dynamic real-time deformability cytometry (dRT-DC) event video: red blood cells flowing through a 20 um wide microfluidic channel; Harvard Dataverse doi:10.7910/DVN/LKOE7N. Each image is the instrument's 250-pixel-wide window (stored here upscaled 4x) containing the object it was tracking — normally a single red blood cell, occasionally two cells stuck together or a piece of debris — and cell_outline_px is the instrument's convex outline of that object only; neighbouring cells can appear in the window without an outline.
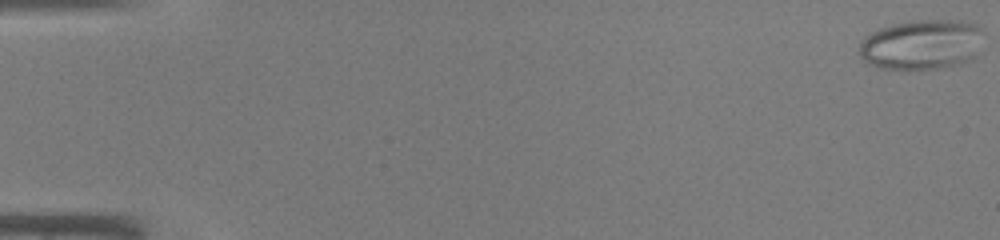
{"species": "common noctule bat (a hibernating species)", "species_latin": "Nyctalus noctula", "temperature_condition": "warm", "stored_images_in_passage": 45, "camera_frame_rate_fps": 3000, "um_per_image_px": 0.085, "animal": {"sex": "male", "body_mass_g": 19.0, "forearm_length_mm": 50.8}, "frame": {"image": 1, "passage_image": 1, "time_ms": 0.0, "image_size_px": [1000, 240], "cell_outline_px": [[984, 32], [976, 56], [972, 60], [960, 64], [944, 68], [880, 68], [868, 64], [860, 56], [860, 40], [864, 36], [880, 28], [892, 24], [916, 20], [960, 20], [976, 24]], "centroid_in_image_um": [78.37, 3.78], "position_along_channel_um": 6.6, "area_um2": 36.47}}
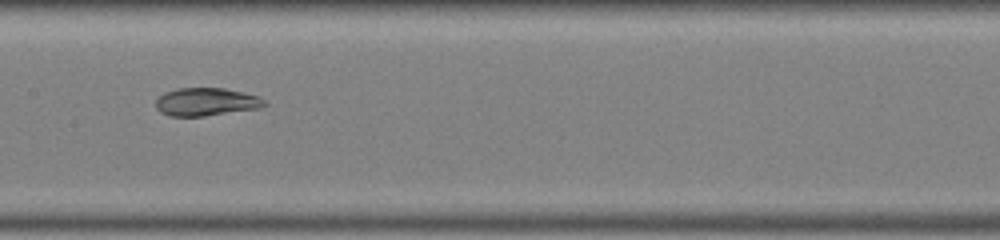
{"frame": {"image": 2, "passage_image": 24, "time_ms": 7.667, "image_size_px": [1000, 240], "cell_outline_px": [[268, 104], [260, 108], [204, 116], [172, 116], [160, 112], [156, 108], [156, 100], [164, 92], [180, 88], [224, 88], [260, 96]], "centroid_in_image_um": [17.54, 8.66], "position_along_channel_um": 189.9, "area_um2": 17.69}}
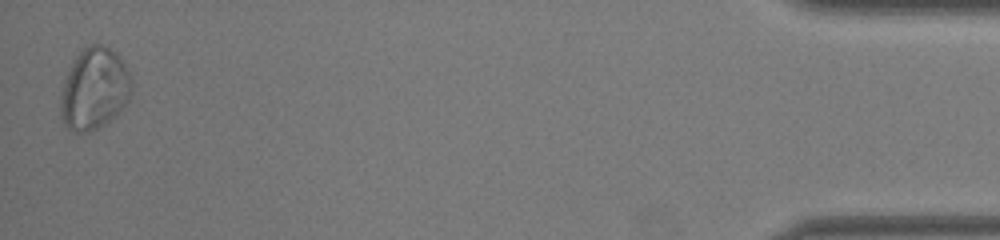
{"frame": {"image": 3, "passage_image": 45, "time_ms": 14.667, "image_size_px": [1000, 240], "cell_outline_px": [[132, 88], [128, 100], [104, 124], [88, 132], [72, 132], [64, 124], [60, 116], [60, 96], [68, 72], [76, 56], [84, 48], [92, 44], [100, 44], [108, 48], [124, 64], [128, 72], [132, 84]], "centroid_in_image_um": [7.98, 7.58], "position_along_channel_um": 427.2, "area_um2": 32.95}}